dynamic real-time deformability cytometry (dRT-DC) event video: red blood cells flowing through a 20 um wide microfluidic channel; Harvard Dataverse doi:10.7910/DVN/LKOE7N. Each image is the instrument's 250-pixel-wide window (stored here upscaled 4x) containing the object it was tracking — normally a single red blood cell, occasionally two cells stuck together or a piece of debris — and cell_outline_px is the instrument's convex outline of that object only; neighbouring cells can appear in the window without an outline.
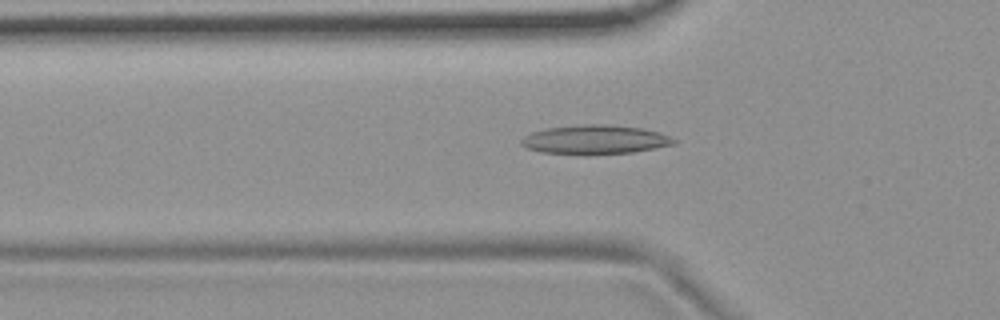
{"species": "common noctule bat (a hibernating species)", "species_latin": "Nyctalus noctula", "temperature_condition": "room temperature", "stored_images_in_passage": 48, "camera_frame_rate_fps": 3000, "um_per_image_px": 0.085, "animal": {"sex": "female", "body_mass_g": 19.9}, "frame": {"image": 1, "passage_image": 12, "time_ms": 3.667, "image_size_px": [1000, 320], "cell_outline_px": [[676, 144], [632, 152], [588, 156], [540, 152], [528, 148], [520, 144], [520, 140], [524, 136], [532, 132], [548, 128], [580, 124], [608, 124], [644, 128], [660, 132], [676, 140]], "centroid_in_image_um": [50.57, 11.88], "position_along_channel_um": 75.2, "area_um2": 26.36}}
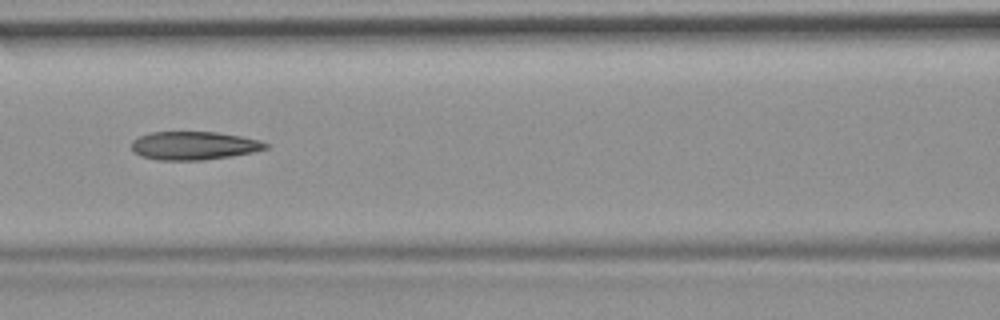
{"frame": {"image": 2, "passage_image": 18, "time_ms": 5.667, "image_size_px": [1000, 320], "cell_outline_px": [[268, 148], [252, 152], [232, 156], [204, 160], [156, 160], [140, 156], [132, 152], [132, 140], [140, 136], [152, 132], [216, 132], [240, 136], [260, 140], [268, 144]], "centroid_in_image_um": [16.46, 12.38], "position_along_channel_um": 150.1, "area_um2": 22.2}}
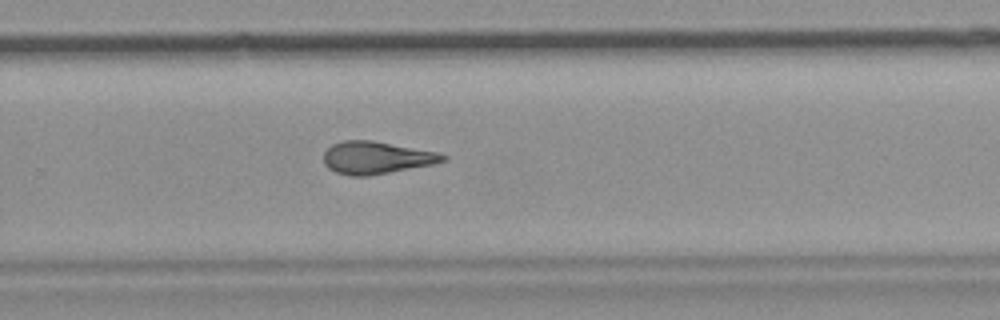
{"frame": {"image": 3, "passage_image": 30, "time_ms": 9.667, "image_size_px": [1000, 320], "cell_outline_px": [[448, 160], [432, 164], [368, 176], [348, 176], [336, 172], [328, 168], [324, 164], [324, 152], [332, 144], [344, 140], [372, 140], [436, 152], [448, 156]], "centroid_in_image_um": [31.96, 13.4], "position_along_channel_um": 297.8, "area_um2": 22.43}, "authors_computed_cell_mechanics": {"area_um2": 22.5709, "velocity_mm_per_s": 3.7129, "shape_relaxation_time_tau1_ms": null, "shape_relaxation_time_tau2_ms": 4.3319, "deformation_change_tau1": null, "deformation_change_tau2": 0.1539}}